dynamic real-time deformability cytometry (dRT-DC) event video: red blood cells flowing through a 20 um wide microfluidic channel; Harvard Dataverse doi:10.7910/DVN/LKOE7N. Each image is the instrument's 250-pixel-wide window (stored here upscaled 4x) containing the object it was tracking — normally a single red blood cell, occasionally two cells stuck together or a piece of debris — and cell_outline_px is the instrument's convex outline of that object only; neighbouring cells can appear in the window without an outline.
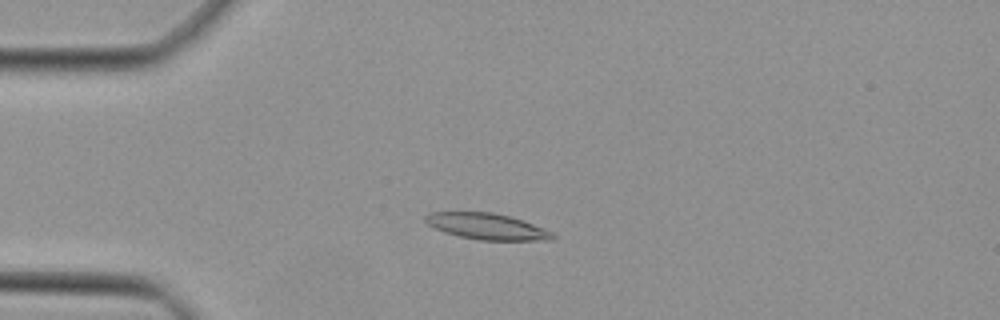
{"species": "Egyptian fruit bat (a non-hibernating species)", "species_latin": "Rousettus aegyptiacus", "temperature_condition": "cold", "stored_images_in_passage": 46, "camera_frame_rate_fps": 3000, "um_per_image_px": 0.085, "animal": {"sex": "female"}, "frame": {"image": 1, "passage_image": 11, "time_ms": 3.333, "image_size_px": [1000, 320], "cell_outline_px": [[556, 236], [552, 240], [480, 240], [460, 236], [444, 232], [428, 224], [424, 220], [424, 216], [428, 212], [492, 212], [508, 216], [532, 224], [552, 232]], "centroid_in_image_um": [41.35, 19.24], "position_along_channel_um": 43.6, "area_um2": 19.13}}
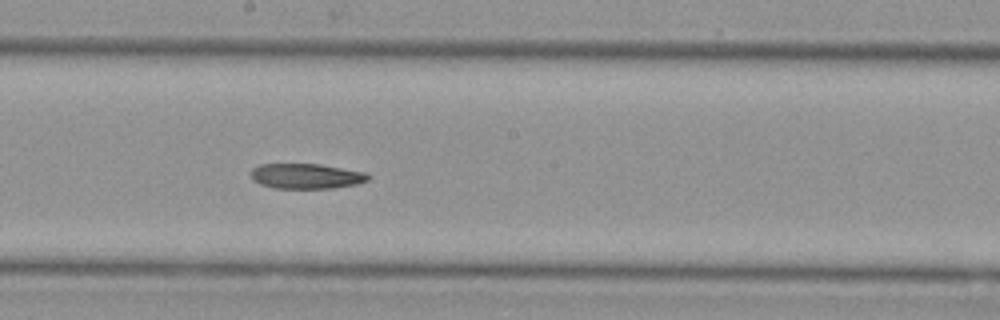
{"frame": {"image": 2, "passage_image": 25, "time_ms": 8.0, "image_size_px": [1000, 320], "cell_outline_px": [[372, 176], [368, 180], [356, 184], [332, 188], [276, 188], [260, 184], [252, 180], [252, 168], [260, 164], [320, 164], [368, 172]], "centroid_in_image_um": [26.07, 14.96], "position_along_channel_um": 222.1, "area_um2": 17.28}}
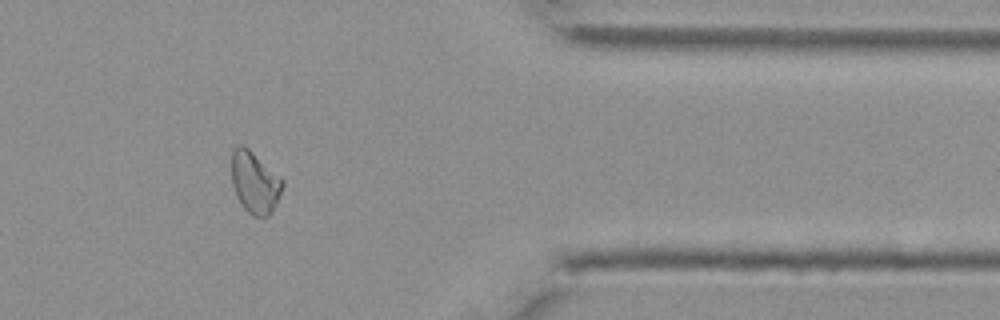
{"frame": {"image": 3, "passage_image": 38, "time_ms": 12.333, "image_size_px": [1000, 320], "cell_outline_px": [[284, 184], [272, 212], [268, 216], [252, 216], [240, 204], [236, 196], [232, 184], [232, 152], [236, 144], [244, 144], [284, 180]], "centroid_in_image_um": [21.64, 15.49], "position_along_channel_um": 389.8, "area_um2": 18.38}}